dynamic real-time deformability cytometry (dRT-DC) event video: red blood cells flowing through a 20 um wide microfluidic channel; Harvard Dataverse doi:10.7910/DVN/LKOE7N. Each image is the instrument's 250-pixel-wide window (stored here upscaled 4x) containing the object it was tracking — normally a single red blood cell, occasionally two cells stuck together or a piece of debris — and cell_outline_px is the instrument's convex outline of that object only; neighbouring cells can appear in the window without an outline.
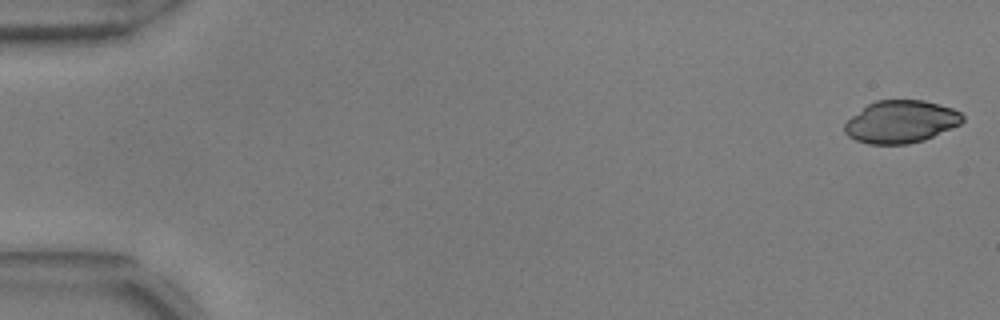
{"species": "common noctule bat (a hibernating species)", "species_latin": "Nyctalus noctula", "temperature_condition": "warm", "stored_images_in_passage": 17, "camera_frame_rate_fps": 3000, "um_per_image_px": 0.085, "animal": {"sex": "male", "body_mass_g": 17.9, "forearm_length_mm": 54.2}, "frame": {"image": 1, "passage_image": 1, "time_ms": 0.0, "image_size_px": [1000, 320], "cell_outline_px": [[964, 120], [960, 124], [924, 140], [908, 144], [868, 144], [856, 140], [848, 136], [844, 132], [844, 124], [852, 116], [868, 104], [876, 100], [924, 100], [940, 104], [952, 108], [960, 112], [964, 116]], "centroid_in_image_um": [76.58, 10.35], "position_along_channel_um": 8.4, "area_um2": 29.19}}
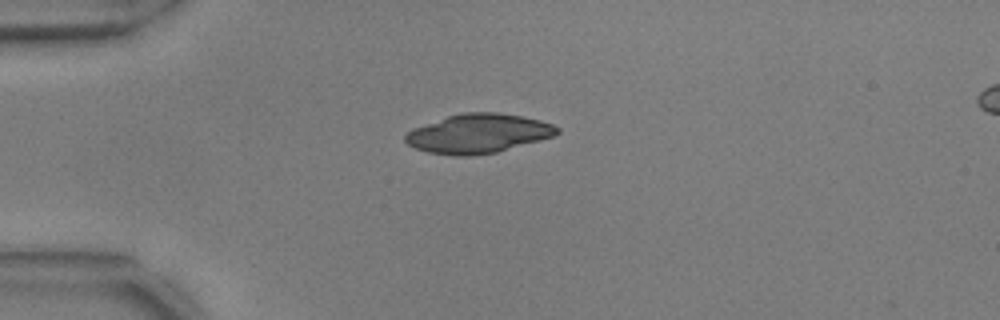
{"frame": {"image": 2, "passage_image": 14, "time_ms": 4.333, "image_size_px": [1000, 320], "cell_outline_px": [[560, 132], [556, 136], [496, 152], [468, 156], [452, 156], [428, 152], [416, 148], [408, 144], [404, 140], [404, 136], [412, 128], [448, 116], [464, 112], [496, 112], [524, 116], [540, 120], [552, 124], [560, 128]], "centroid_in_image_um": [40.67, 11.35], "position_along_channel_um": 44.3, "area_um2": 34.74}}